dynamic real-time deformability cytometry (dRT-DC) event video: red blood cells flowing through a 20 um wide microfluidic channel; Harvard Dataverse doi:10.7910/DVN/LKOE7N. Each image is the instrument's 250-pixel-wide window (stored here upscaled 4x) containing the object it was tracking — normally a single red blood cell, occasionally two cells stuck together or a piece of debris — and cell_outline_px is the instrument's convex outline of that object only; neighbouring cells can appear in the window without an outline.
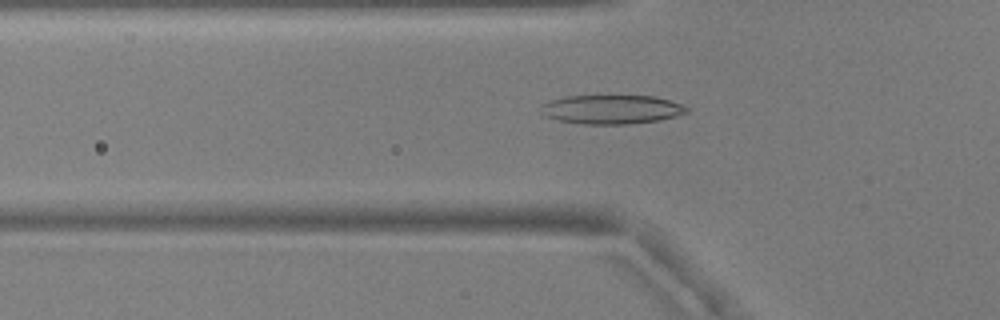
{"species": "common noctule bat (a hibernating species)", "species_latin": "Nyctalus noctula", "temperature_condition": "warm", "stored_images_in_passage": 54, "camera_frame_rate_fps": 3000, "um_per_image_px": 0.085, "animal": {"sex": "male", "body_mass_g": 17.9, "forearm_length_mm": 54.2}, "frame": {"image": 1, "passage_image": 19, "time_ms": 6.0, "image_size_px": [1000, 320], "cell_outline_px": [[688, 112], [676, 116], [656, 120], [628, 124], [584, 124], [560, 120], [548, 116], [540, 108], [540, 104], [552, 100], [568, 96], [652, 96], [668, 100], [680, 104], [688, 108]], "centroid_in_image_um": [51.99, 9.3], "position_along_channel_um": 73.8, "area_um2": 24.16}}
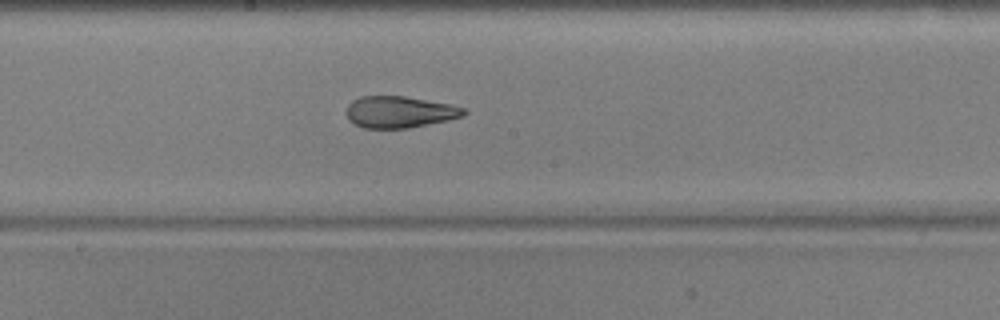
{"frame": {"image": 2, "passage_image": 30, "time_ms": 9.667, "image_size_px": [1000, 320], "cell_outline_px": [[468, 112], [464, 116], [448, 120], [408, 128], [364, 128], [348, 120], [348, 104], [352, 100], [360, 96], [404, 96], [452, 104], [464, 108]], "centroid_in_image_um": [33.99, 9.51], "position_along_channel_um": 214.2, "area_um2": 21.62}}
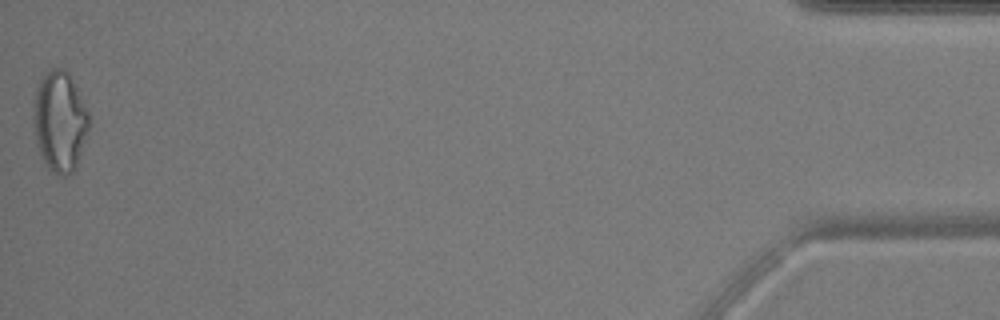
{"frame": {"image": 3, "passage_image": 54, "time_ms": 17.667, "image_size_px": [1000, 320], "cell_outline_px": [[88, 128], [80, 156], [76, 168], [72, 172], [64, 176], [60, 176], [52, 172], [48, 168], [40, 156], [36, 144], [32, 120], [32, 108], [36, 88], [40, 76], [52, 68], [64, 68], [68, 72], [88, 112]], "centroid_in_image_um": [5.03, 10.32], "position_along_channel_um": 430.2, "area_um2": 32.77}, "authors_computed_cell_mechanics": {"area_um2": 23.9292, "velocity_mm_per_s": 3.8045, "shape_relaxation_time_tau1_ms": null, "shape_relaxation_time_tau2_ms": 2.1814, "deformation_change_tau1": null, "deformation_change_tau2": 0.1003}}